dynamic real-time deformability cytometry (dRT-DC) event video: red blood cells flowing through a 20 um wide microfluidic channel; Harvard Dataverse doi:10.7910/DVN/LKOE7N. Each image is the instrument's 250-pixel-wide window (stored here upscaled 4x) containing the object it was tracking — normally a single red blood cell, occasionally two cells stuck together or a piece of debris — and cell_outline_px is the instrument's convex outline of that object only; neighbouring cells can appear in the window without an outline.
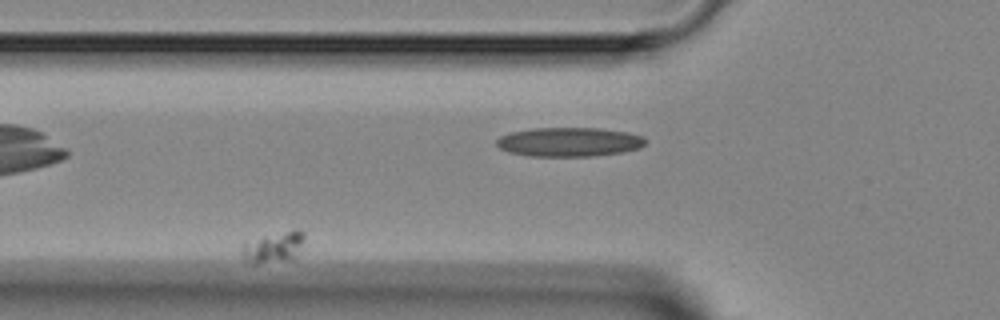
{"species": "Egyptian fruit bat (a non-hibernating species)", "species_latin": "Rousettus aegyptiacus", "temperature_condition": "room temperature", "stored_images_in_passage": 12, "camera_frame_rate_fps": 3000, "um_per_image_px": 0.085, "animal": {"sex": "female"}, "frame": {"image": 1, "passage_image": 5, "time_ms": 4.667, "image_size_px": [1000, 320], "cell_outline_px": [[304, 248], [296, 260], [256, 264], [252, 264], [244, 260], [240, 256], [240, 244], [264, 236], [296, 228], [304, 232]], "centroid_in_image_um": [23.29, 21.05], "position_along_channel_um": 102.5, "area_um2": 12.08}}
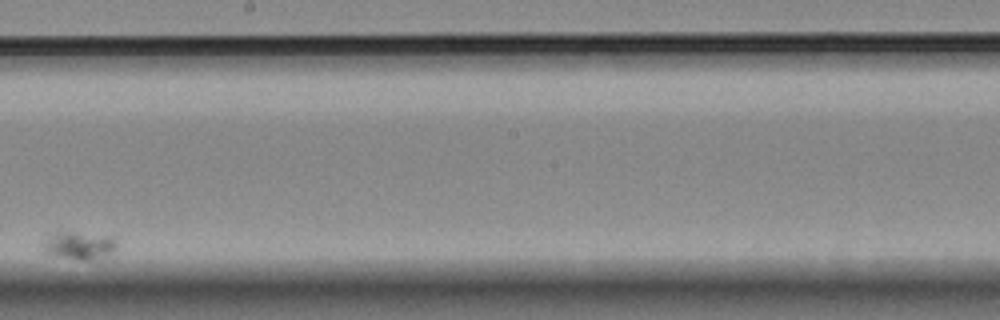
{"frame": {"image": 2, "passage_image": 10, "time_ms": 11.0, "image_size_px": [1000, 320], "cell_outline_px": [[116, 248], [112, 252], [92, 260], [80, 260], [44, 252], [44, 240], [48, 236], [56, 232], [72, 232], [112, 236], [116, 240]], "centroid_in_image_um": [6.75, 20.85], "position_along_channel_um": 241.5, "area_um2": 11.62}}
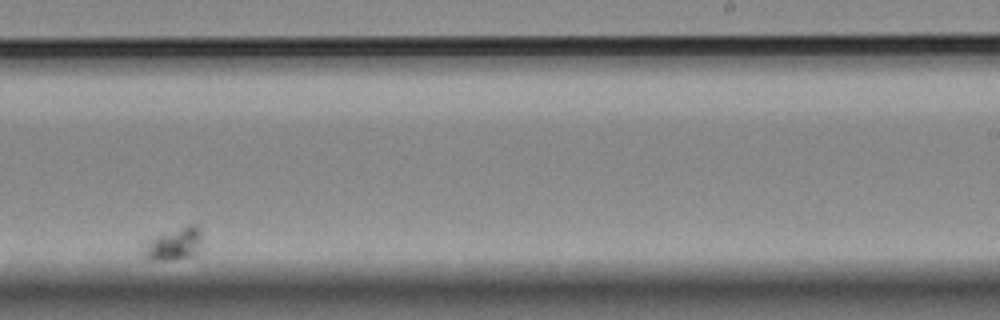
{"frame": {"image": 3, "passage_image": 11, "time_ms": 12.333, "image_size_px": [1000, 320], "cell_outline_px": [[200, 240], [196, 256], [168, 260], [148, 260], [140, 256], [140, 244], [156, 236], [188, 224], [196, 224], [200, 228]], "centroid_in_image_um": [14.68, 20.76], "position_along_channel_um": 274.3, "area_um2": 11.44}}